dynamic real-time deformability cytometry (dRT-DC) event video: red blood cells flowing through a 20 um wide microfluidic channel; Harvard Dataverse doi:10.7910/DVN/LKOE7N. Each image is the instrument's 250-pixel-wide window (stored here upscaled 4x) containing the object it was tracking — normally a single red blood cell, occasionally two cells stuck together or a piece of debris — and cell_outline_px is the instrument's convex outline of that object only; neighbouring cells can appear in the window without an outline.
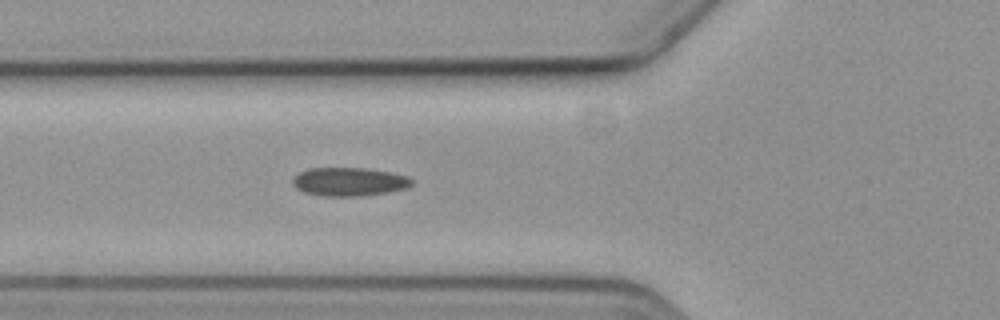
{"species": "common noctule bat (a hibernating species)", "species_latin": "Nyctalus noctula", "temperature_condition": "cold", "stored_images_in_passage": 6, "camera_frame_rate_fps": 3000, "um_per_image_px": 0.085, "animal": {"sex": "female", "body_mass_g": 19.3, "forearm_length_mm": 54.1}, "frame": {"image": 1, "passage_image": 6, "time_ms": 6.0, "image_size_px": [1000, 320], "cell_outline_px": [[412, 184], [408, 188], [388, 192], [364, 196], [320, 196], [304, 192], [296, 188], [292, 184], [292, 180], [300, 172], [308, 168], [364, 168], [392, 172], [408, 176], [412, 180]], "centroid_in_image_um": [29.69, 15.45], "position_along_channel_um": 96.1, "area_um2": 19.94}}